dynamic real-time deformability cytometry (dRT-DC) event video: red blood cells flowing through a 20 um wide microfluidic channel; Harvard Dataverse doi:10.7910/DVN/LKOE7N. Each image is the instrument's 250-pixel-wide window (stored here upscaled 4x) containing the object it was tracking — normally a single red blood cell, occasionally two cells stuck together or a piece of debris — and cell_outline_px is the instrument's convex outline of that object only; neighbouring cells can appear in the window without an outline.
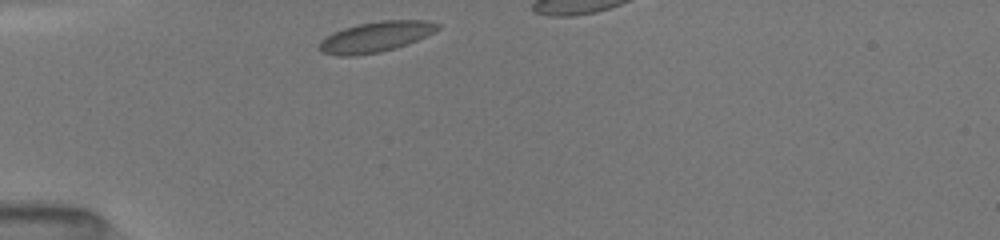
{"species": "common noctule bat (a hibernating species)", "species_latin": "Nyctalus noctula", "temperature_condition": "room temperature", "stored_images_in_passage": 28, "camera_frame_rate_fps": 3000, "um_per_image_px": 0.085, "animal": {"sex": "female", "body_mass_g": 19.5, "forearm_length_mm": 54.1}, "frame": {"image": 1, "passage_image": 1, "time_ms": 0.0, "image_size_px": [1000, 240], "cell_outline_px": [[440, 28], [436, 32], [408, 44], [396, 48], [380, 52], [356, 56], [336, 56], [320, 52], [316, 48], [320, 40], [324, 36], [332, 32], [344, 28], [360, 24], [380, 20], [428, 20], [440, 24]], "centroid_in_image_um": [31.91, 3.14], "position_along_channel_um": 53.1, "area_um2": 21.5}}
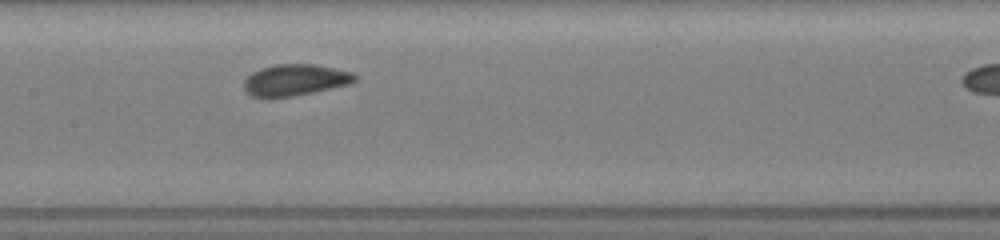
{"frame": {"image": 2, "passage_image": 12, "time_ms": 3.667, "image_size_px": [1000, 240], "cell_outline_px": [[356, 80], [352, 84], [272, 100], [264, 100], [252, 96], [244, 88], [244, 80], [252, 72], [260, 68], [276, 64], [316, 64], [352, 72], [356, 76]], "centroid_in_image_um": [25.05, 6.82], "position_along_channel_um": 182.4, "area_um2": 20.75}}
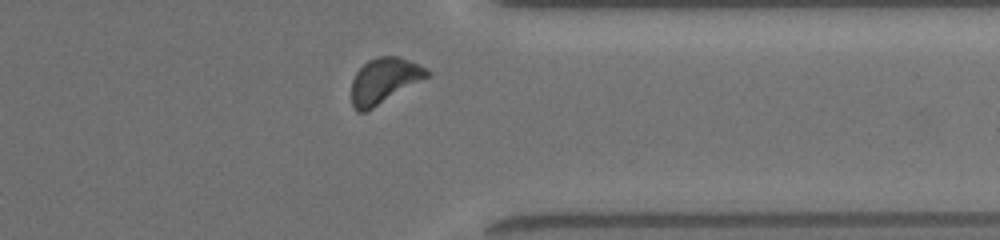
{"frame": {"image": 3, "passage_image": 27, "time_ms": 8.667, "image_size_px": [1000, 240], "cell_outline_px": [[432, 72], [428, 76], [372, 108], [364, 112], [356, 112], [352, 104], [352, 80], [356, 72], [368, 60], [376, 56], [400, 56], [428, 68]], "centroid_in_image_um": [32.65, 6.82], "position_along_channel_um": 378.8, "area_um2": 19.77}}